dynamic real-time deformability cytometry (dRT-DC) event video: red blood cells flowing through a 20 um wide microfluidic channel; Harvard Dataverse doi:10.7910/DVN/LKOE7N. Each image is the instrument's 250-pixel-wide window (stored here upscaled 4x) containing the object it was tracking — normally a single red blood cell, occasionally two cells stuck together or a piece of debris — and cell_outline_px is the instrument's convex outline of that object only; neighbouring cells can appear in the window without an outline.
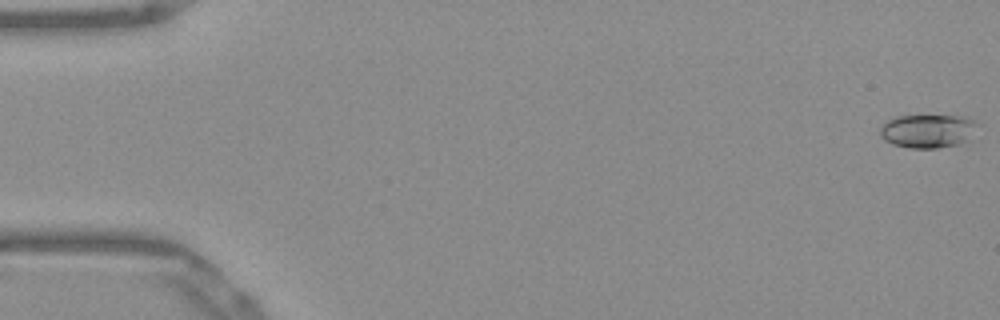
{"species": "Egyptian fruit bat (a non-hibernating species)", "species_latin": "Rousettus aegyptiacus", "temperature_condition": "warm", "stored_images_in_passage": 53, "camera_frame_rate_fps": 3000, "um_per_image_px": 0.085, "frame": {"image": 1, "passage_image": 1, "time_ms": 0.0, "image_size_px": [1000, 320], "cell_outline_px": [[980, 124], [972, 140], [956, 144], [936, 148], [908, 148], [892, 144], [884, 140], [880, 136], [880, 128], [888, 120], [896, 116], [972, 116]], "centroid_in_image_um": [78.96, 11.13], "position_along_channel_um": 6.0, "area_um2": 19.54}}
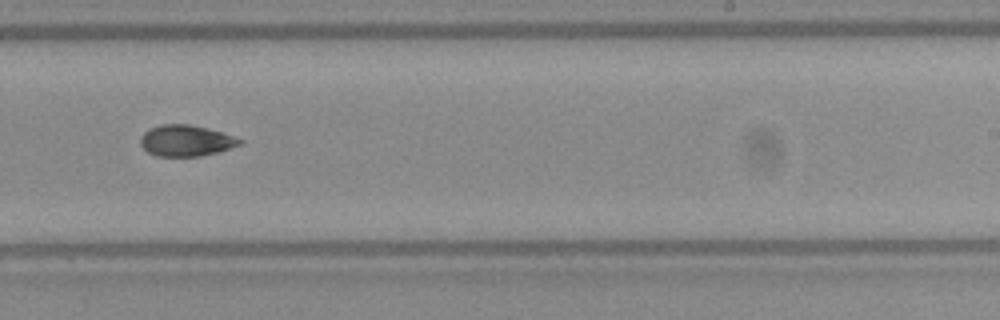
{"frame": {"image": 2, "passage_image": 33, "time_ms": 10.667, "image_size_px": [1000, 320], "cell_outline_px": [[244, 140], [240, 144], [220, 152], [200, 156], [156, 156], [148, 152], [140, 144], [140, 136], [148, 128], [160, 124], [188, 124], [208, 128]], "centroid_in_image_um": [15.77, 11.95], "position_along_channel_um": 273.2, "area_um2": 18.09}}
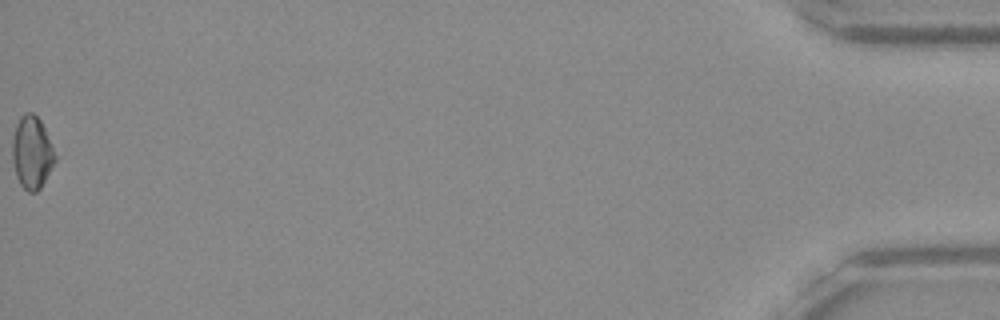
{"frame": {"image": 3, "passage_image": 53, "time_ms": 17.333, "image_size_px": [1000, 320], "cell_outline_px": [[56, 160], [40, 188], [36, 192], [28, 192], [20, 184], [16, 176], [12, 160], [12, 136], [16, 124], [20, 116], [24, 112], [32, 112], [40, 120], [52, 144], [56, 156]], "centroid_in_image_um": [2.69, 12.95], "position_along_channel_um": 432.5, "area_um2": 18.15}, "authors_computed_cell_mechanics": {"area_um2": 18.0336, "velocity_mm_per_s": 3.9071, "shape_relaxation_time_tau1_ms": 5.1419, "shape_relaxation_time_tau2_ms": 9.9202, "deformation_change_tau1": 0.1202, "deformation_change_tau2": 0.1675}}